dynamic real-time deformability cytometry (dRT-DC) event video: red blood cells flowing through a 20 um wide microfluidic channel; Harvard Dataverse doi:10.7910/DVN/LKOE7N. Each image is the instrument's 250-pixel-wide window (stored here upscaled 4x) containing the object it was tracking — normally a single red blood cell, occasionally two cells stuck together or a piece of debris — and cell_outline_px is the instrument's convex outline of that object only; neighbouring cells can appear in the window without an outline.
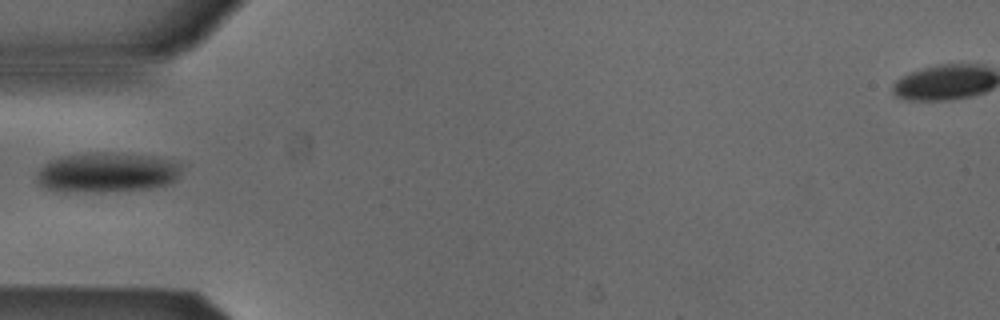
{"species": "Egyptian fruit bat (a non-hibernating species)", "species_latin": "Rousettus aegyptiacus", "temperature_condition": "cold", "stored_images_in_passage": 33, "camera_frame_rate_fps": 3000, "um_per_image_px": 0.085, "animal": {"sex": "male"}, "frame": {"image": 1, "passage_image": 1, "time_ms": 0.0, "image_size_px": [1000, 320], "cell_outline_px": [[180, 172], [176, 180], [172, 184], [148, 188], [100, 192], [68, 192], [44, 188], [36, 180], [36, 172], [48, 160], [60, 156], [92, 152], [108, 152], [152, 156], [180, 160]], "centroid_in_image_um": [9.09, 14.65], "position_along_channel_um": 75.9, "area_um2": 34.28}}
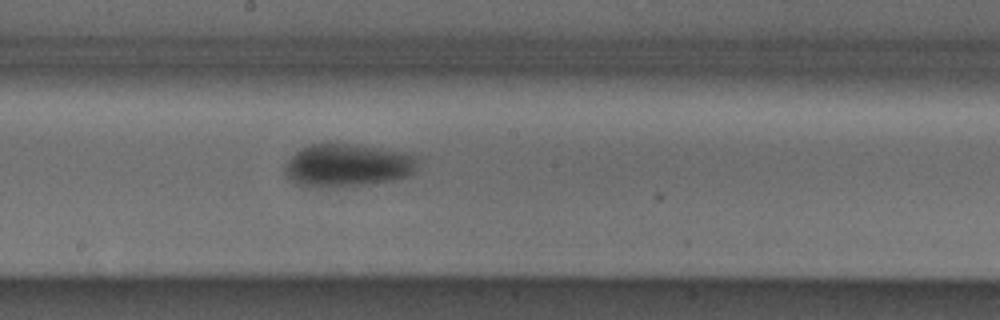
{"frame": {"image": 2, "passage_image": 12, "time_ms": 3.667, "image_size_px": [1000, 320], "cell_outline_px": [[420, 160], [416, 168], [408, 176], [392, 180], [364, 184], [300, 184], [292, 180], [288, 176], [288, 160], [296, 152], [308, 144], [352, 144], [404, 152], [420, 156]], "centroid_in_image_um": [29.67, 13.99], "position_along_channel_um": 218.5, "area_um2": 31.79}}
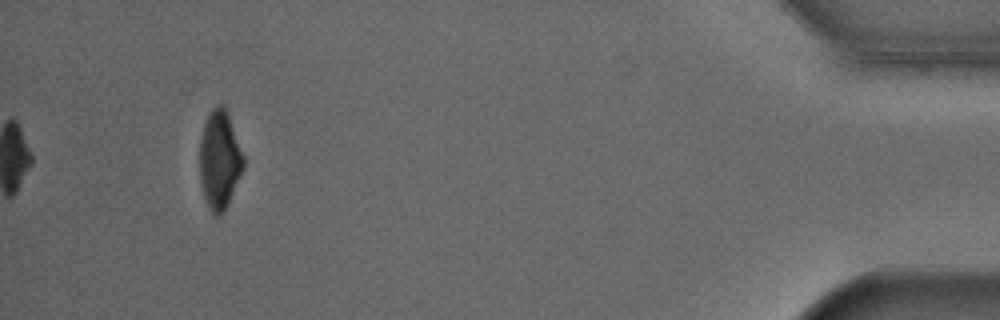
{"frame": {"image": 3, "passage_image": 33, "time_ms": 10.667, "image_size_px": [1000, 320], "cell_outline_px": [[244, 168], [228, 204], [224, 212], [220, 216], [212, 216], [208, 208], [200, 184], [200, 140], [204, 124], [212, 108], [216, 104], [224, 104], [228, 112], [244, 156]], "centroid_in_image_um": [18.67, 13.6], "position_along_channel_um": 416.5, "area_um2": 25.43}}